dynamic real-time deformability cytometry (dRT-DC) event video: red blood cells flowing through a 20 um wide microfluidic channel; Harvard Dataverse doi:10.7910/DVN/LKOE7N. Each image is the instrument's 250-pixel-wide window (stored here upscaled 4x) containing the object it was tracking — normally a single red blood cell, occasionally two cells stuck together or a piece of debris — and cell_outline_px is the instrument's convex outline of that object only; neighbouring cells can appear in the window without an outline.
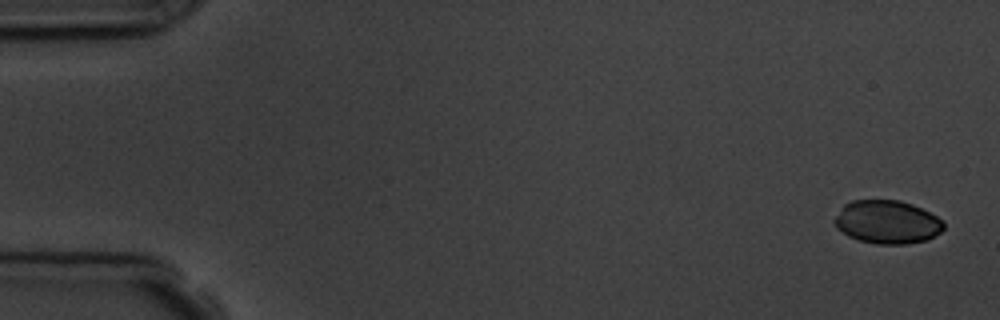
{"species": "common noctule bat (a hibernating species)", "species_latin": "Nyctalus noctula", "temperature_condition": "room temperature", "stored_images_in_passage": 5, "camera_frame_rate_fps": 3000, "um_per_image_px": 0.085, "animal": {"sex": "male", "body_mass_g": 19.5, "forearm_length_mm": 54.6}, "frame": {"image": 1, "passage_image": 1, "time_ms": 0.0, "image_size_px": [1000, 320], "cell_outline_px": [[944, 228], [940, 232], [928, 240], [904, 244], [876, 244], [860, 240], [848, 236], [836, 228], [832, 220], [844, 204], [852, 200], [900, 200], [912, 204], [944, 220]], "centroid_in_image_um": [75.39, 18.87], "position_along_channel_um": 9.6, "area_um2": 27.69}}
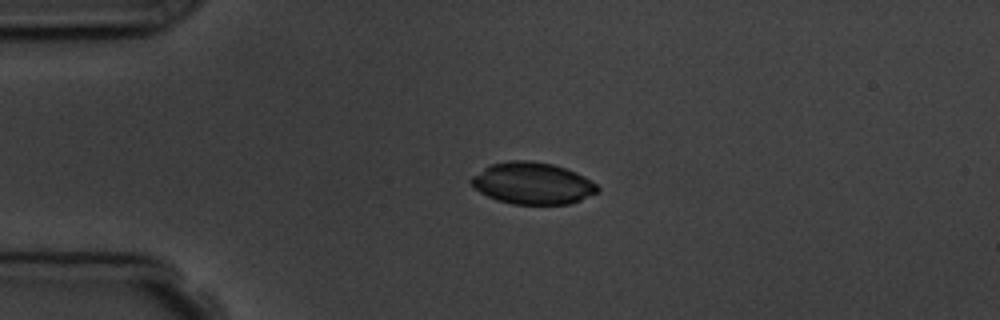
{"frame": {"image": 2, "passage_image": 4, "time_ms": 3.667, "image_size_px": [1000, 320], "cell_outline_px": [[600, 192], [580, 200], [568, 204], [512, 204], [496, 200], [480, 192], [468, 180], [472, 176], [484, 168], [492, 164], [508, 160], [528, 160], [552, 164], [576, 172], [584, 176], [596, 184], [600, 188]], "centroid_in_image_um": [45.27, 15.58], "position_along_channel_um": 39.7, "area_um2": 30.75}}